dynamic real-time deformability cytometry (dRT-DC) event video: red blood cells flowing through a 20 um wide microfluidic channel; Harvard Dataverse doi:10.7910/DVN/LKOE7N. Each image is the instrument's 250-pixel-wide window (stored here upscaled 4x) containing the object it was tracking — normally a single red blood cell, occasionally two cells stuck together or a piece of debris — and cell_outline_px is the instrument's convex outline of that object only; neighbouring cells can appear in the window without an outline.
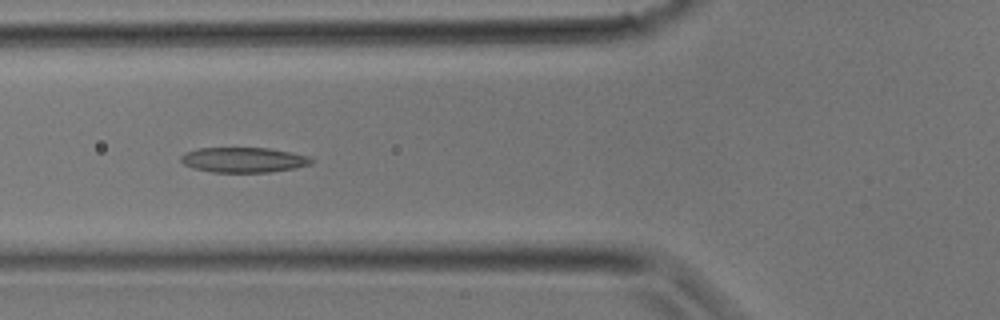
{"species": "common noctule bat (a hibernating species)", "species_latin": "Nyctalus noctula", "temperature_condition": "room temperature", "stored_images_in_passage": 31, "camera_frame_rate_fps": 3000, "um_per_image_px": 0.085, "animal": {"sex": "male", "body_mass_g": 17.9}, "frame": {"image": 1, "passage_image": 11, "time_ms": 3.333, "image_size_px": [1000, 320], "cell_outline_px": [[312, 164], [296, 168], [268, 172], [212, 172], [192, 168], [184, 164], [180, 160], [180, 156], [184, 152], [200, 148], [268, 148], [312, 156]], "centroid_in_image_um": [20.71, 13.59], "position_along_channel_um": 105.1, "area_um2": 19.19}}
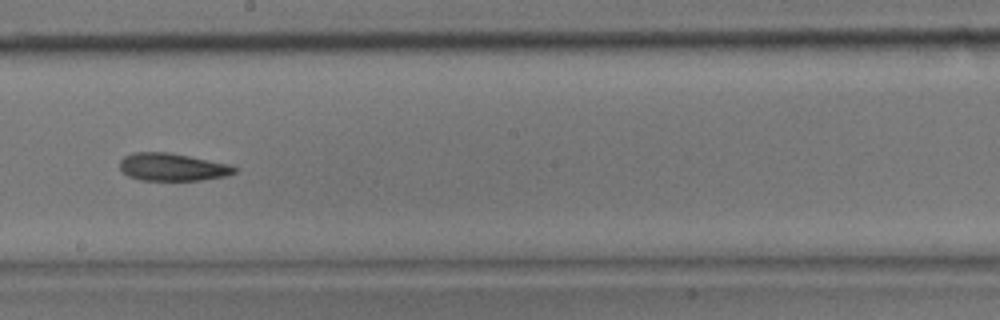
{"frame": {"image": 2, "passage_image": 17, "time_ms": 5.333, "image_size_px": [1000, 320], "cell_outline_px": [[240, 168], [236, 172], [228, 176], [200, 180], [140, 180], [128, 176], [120, 168], [120, 160], [124, 156], [132, 152], [168, 152], [228, 164]], "centroid_in_image_um": [14.66, 14.2], "position_along_channel_um": 233.5, "area_um2": 18.5}}
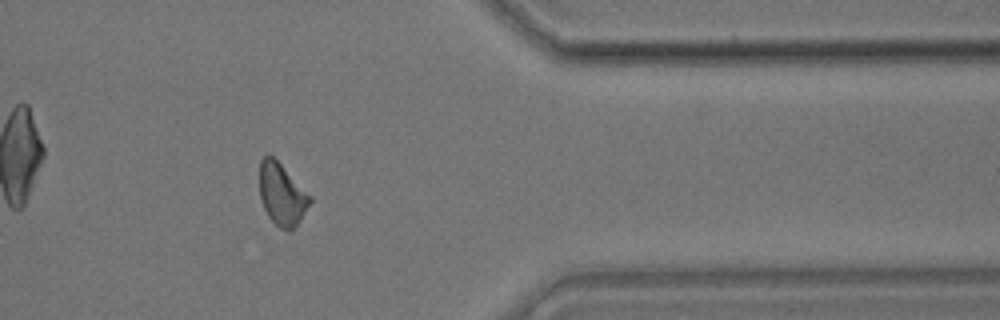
{"frame": {"image": 3, "passage_image": 25, "time_ms": 8.0, "image_size_px": [1000, 320], "cell_outline_px": [[312, 200], [300, 220], [288, 232], [280, 228], [268, 216], [264, 208], [260, 196], [260, 160], [268, 152], [312, 196]], "centroid_in_image_um": [23.96, 16.51], "position_along_channel_um": 387.4, "area_um2": 17.98}}